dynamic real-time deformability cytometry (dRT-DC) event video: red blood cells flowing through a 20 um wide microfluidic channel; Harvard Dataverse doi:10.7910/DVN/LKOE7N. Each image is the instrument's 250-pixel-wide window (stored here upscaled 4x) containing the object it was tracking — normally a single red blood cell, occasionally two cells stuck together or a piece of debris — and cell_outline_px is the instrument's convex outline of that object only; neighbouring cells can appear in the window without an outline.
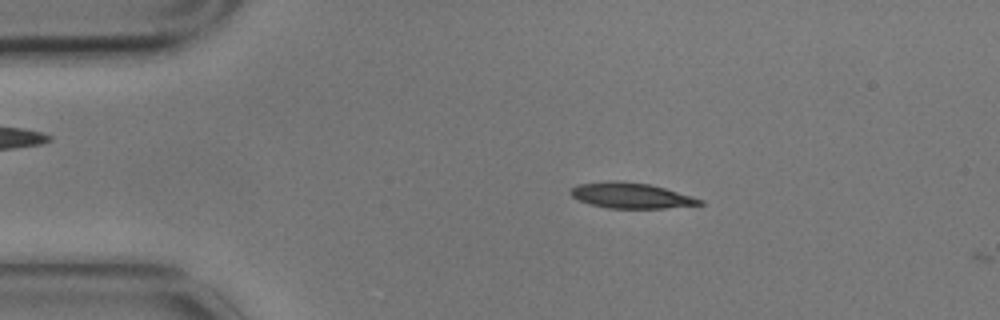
{"species": "common noctule bat (a hibernating species)", "species_latin": "Nyctalus noctula", "temperature_condition": "cold", "stored_images_in_passage": 3, "camera_frame_rate_fps": 3000, "um_per_image_px": 0.085, "animal": {"sex": "male", "body_mass_g": 17.9}, "frame": {"image": 1, "passage_image": 2, "time_ms": 0.333, "image_size_px": [1000, 320], "cell_outline_px": [[704, 204], [664, 208], [608, 208], [592, 204], [580, 200], [572, 196], [568, 192], [576, 184], [616, 180], [648, 184], [664, 188], [692, 196], [704, 200]], "centroid_in_image_um": [53.63, 16.61], "position_along_channel_um": 31.4, "area_um2": 19.02}}